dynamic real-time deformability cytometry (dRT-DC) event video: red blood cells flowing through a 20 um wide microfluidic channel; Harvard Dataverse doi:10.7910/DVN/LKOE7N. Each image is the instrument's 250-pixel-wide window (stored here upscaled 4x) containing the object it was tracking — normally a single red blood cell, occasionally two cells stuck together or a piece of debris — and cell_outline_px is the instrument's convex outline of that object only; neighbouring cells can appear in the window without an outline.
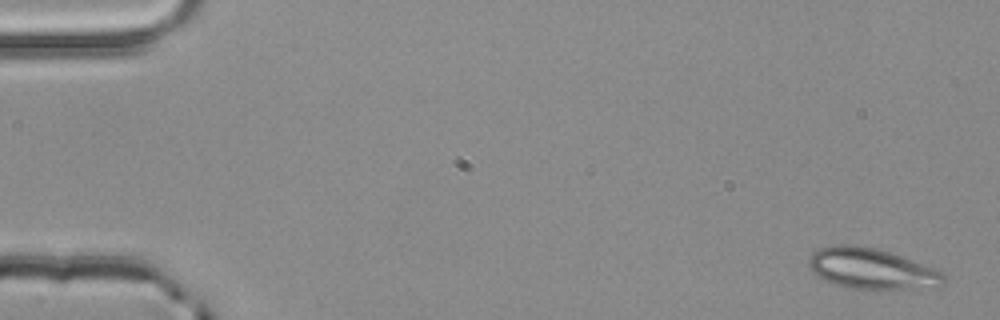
{"species": "common noctule bat (a hibernating species)", "species_latin": "Nyctalus noctula", "temperature_condition": "room temperature", "stored_images_in_passage": 4, "camera_frame_rate_fps": 3000, "um_per_image_px": 0.085, "animal": {"sex": "male", "body_mass_g": 20.4}, "frame": {"image": 1, "passage_image": 1, "time_ms": 0.0, "image_size_px": [1000, 320], "cell_outline_px": [[944, 284], [916, 288], [848, 288], [824, 280], [812, 272], [808, 264], [808, 260], [812, 252], [820, 248], [836, 244], [856, 244], [876, 248], [892, 252], [936, 268], [944, 276]], "centroid_in_image_um": [74.04, 22.8], "position_along_channel_um": 11.0, "area_um2": 31.91}}